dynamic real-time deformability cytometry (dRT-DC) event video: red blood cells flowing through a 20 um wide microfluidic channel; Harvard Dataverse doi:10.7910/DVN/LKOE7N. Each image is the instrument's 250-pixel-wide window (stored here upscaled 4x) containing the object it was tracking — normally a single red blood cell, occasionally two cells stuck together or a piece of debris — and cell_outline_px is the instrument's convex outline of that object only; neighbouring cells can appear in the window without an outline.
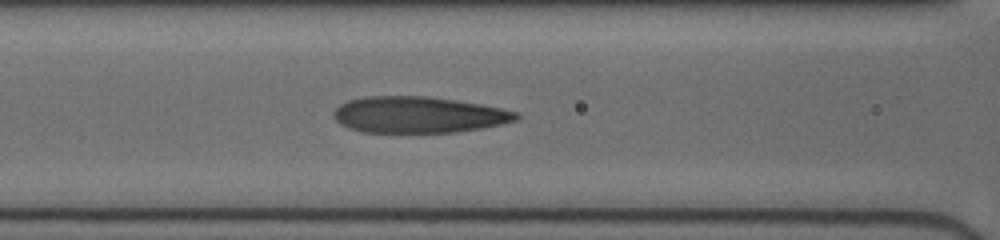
{"species": "human", "species_latin": "Homo sapiens", "temperature_condition": "cold", "stored_images_in_passage": 22, "camera_frame_rate_fps": 3000, "um_per_image_px": 0.085, "donor": {"sex": "female"}, "frame": {"image": 1, "passage_image": 19, "time_ms": 8.333, "image_size_px": [1000, 240], "cell_outline_px": [[520, 116], [516, 120], [500, 124], [480, 128], [456, 132], [360, 132], [348, 128], [340, 124], [332, 116], [332, 112], [340, 104], [348, 100], [364, 96], [428, 96], [456, 100], [480, 104], [520, 112]], "centroid_in_image_um": [35.53, 9.75], "position_along_channel_um": 131.1, "area_um2": 38.73}}
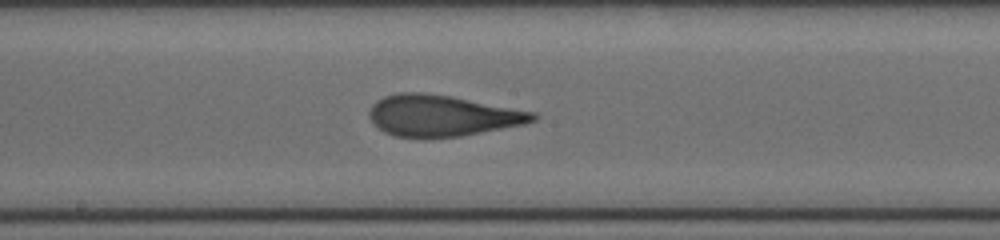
{"frame": {"image": 2, "passage_image": 22, "time_ms": 10.333, "image_size_px": [1000, 240], "cell_outline_px": [[540, 116], [536, 120], [524, 124], [460, 136], [424, 140], [396, 136], [384, 132], [372, 124], [368, 116], [368, 112], [372, 104], [376, 100], [384, 96], [400, 92], [424, 92], [448, 96], [536, 112]], "centroid_in_image_um": [37.52, 9.85], "position_along_channel_um": 210.7, "area_um2": 39.82}}